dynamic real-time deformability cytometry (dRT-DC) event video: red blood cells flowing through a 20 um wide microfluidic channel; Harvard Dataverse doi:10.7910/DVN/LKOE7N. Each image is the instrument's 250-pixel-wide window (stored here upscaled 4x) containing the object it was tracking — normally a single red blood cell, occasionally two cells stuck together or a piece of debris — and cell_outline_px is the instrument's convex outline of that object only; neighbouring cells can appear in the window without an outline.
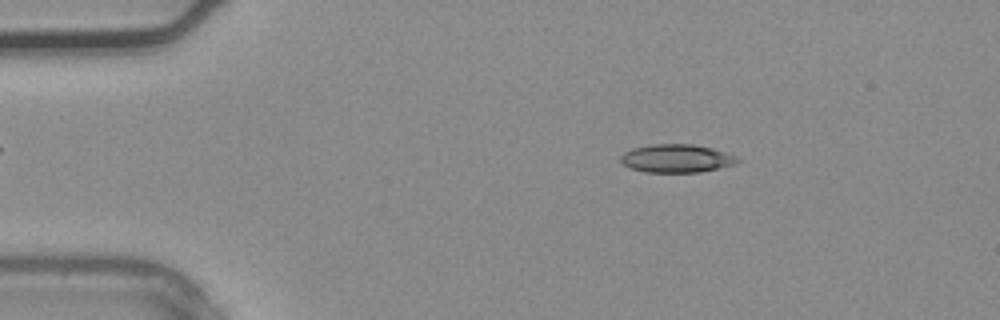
{"species": "common noctule bat (a hibernating species)", "species_latin": "Nyctalus noctula", "temperature_condition": "warm", "stored_images_in_passage": 37, "camera_frame_rate_fps": 3000, "um_per_image_px": 0.085, "animal": {"sex": "male", "body_mass_g": 20.4}, "frame": {"image": 1, "passage_image": 7, "time_ms": 2.0, "image_size_px": [1000, 320], "cell_outline_px": [[740, 160], [732, 164], [700, 172], [644, 172], [628, 168], [620, 160], [620, 156], [624, 152], [632, 148], [652, 144], [692, 144], [712, 148], [736, 156]], "centroid_in_image_um": [57.44, 13.46], "position_along_channel_um": 27.6, "area_um2": 19.07}}
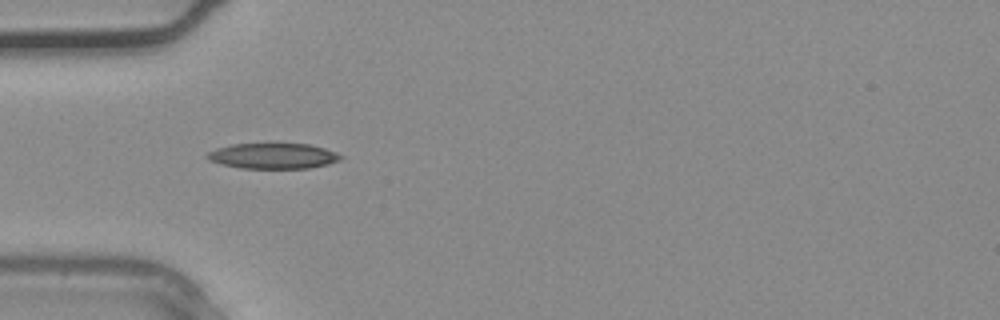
{"frame": {"image": 2, "passage_image": 12, "time_ms": 3.667, "image_size_px": [1000, 320], "cell_outline_px": [[344, 156], [340, 160], [328, 164], [308, 168], [240, 168], [220, 164], [208, 160], [204, 156], [208, 152], [216, 148], [232, 144], [272, 140], [308, 144], [324, 148], [336, 152]], "centroid_in_image_um": [23.18, 13.2], "position_along_channel_um": 61.8, "area_um2": 20.98}}
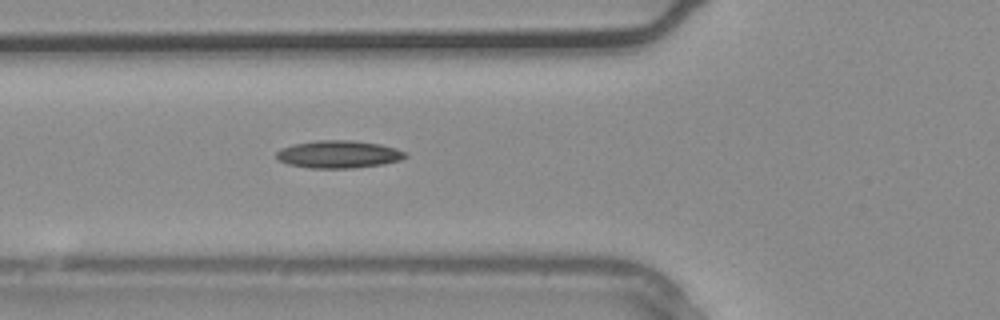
{"frame": {"image": 3, "passage_image": 14, "time_ms": 4.333, "image_size_px": [1000, 320], "cell_outline_px": [[408, 156], [400, 160], [384, 164], [352, 168], [308, 168], [288, 164], [280, 160], [276, 156], [276, 152], [280, 148], [292, 144], [316, 140], [352, 140], [380, 144], [396, 148], [408, 152]], "centroid_in_image_um": [28.8, 13.11], "position_along_channel_um": 97.0, "area_um2": 20.92}}